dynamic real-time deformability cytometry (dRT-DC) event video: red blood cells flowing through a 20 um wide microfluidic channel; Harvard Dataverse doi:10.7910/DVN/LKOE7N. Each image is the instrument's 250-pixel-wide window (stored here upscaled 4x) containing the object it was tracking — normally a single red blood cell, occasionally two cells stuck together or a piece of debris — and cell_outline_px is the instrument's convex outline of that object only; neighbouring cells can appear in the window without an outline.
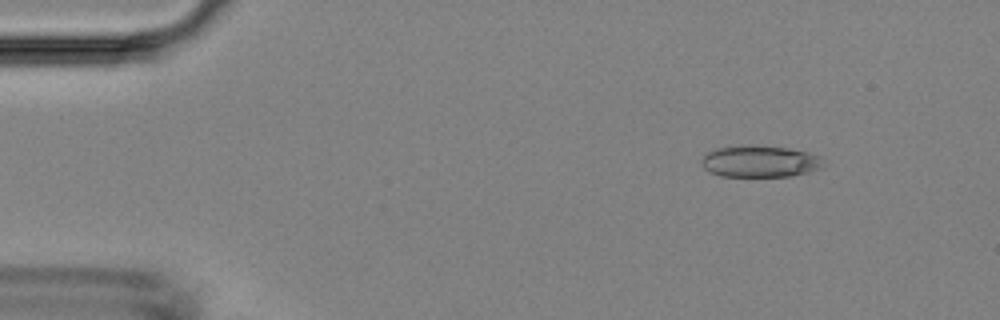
{"species": "Egyptian fruit bat (a non-hibernating species)", "species_latin": "Rousettus aegyptiacus", "temperature_condition": "room temperature", "stored_images_in_passage": 48, "camera_frame_rate_fps": 3000, "um_per_image_px": 0.085, "animal": {"sex": "female"}, "frame": {"image": 1, "passage_image": 6, "time_ms": 1.667, "image_size_px": [1000, 320], "cell_outline_px": [[824, 168], [792, 176], [720, 176], [704, 168], [700, 164], [700, 160], [708, 152], [716, 148], [744, 144], [752, 144], [788, 148], [808, 152], [820, 156], [824, 164]], "centroid_in_image_um": [64.6, 13.7], "position_along_channel_um": 20.4, "area_um2": 22.83}}
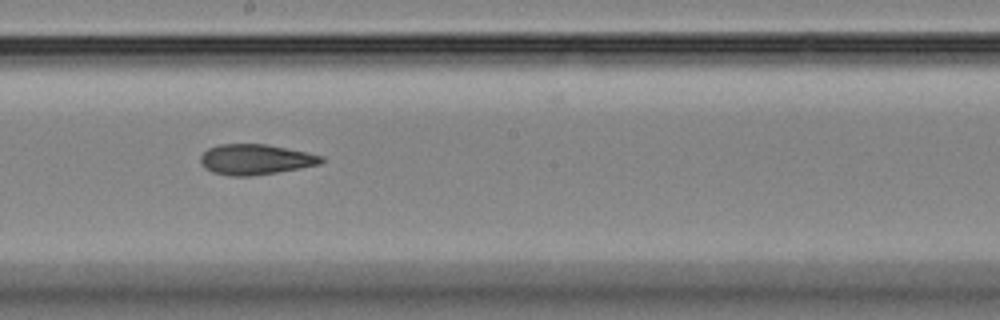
{"frame": {"image": 2, "passage_image": 27, "time_ms": 8.667, "image_size_px": [1000, 320], "cell_outline_px": [[324, 160], [320, 164], [300, 168], [252, 176], [228, 176], [212, 172], [204, 168], [200, 164], [200, 156], [208, 148], [220, 144], [268, 144], [308, 152], [324, 156]], "centroid_in_image_um": [21.71, 13.55], "position_along_channel_um": 226.5, "area_um2": 21.62}}
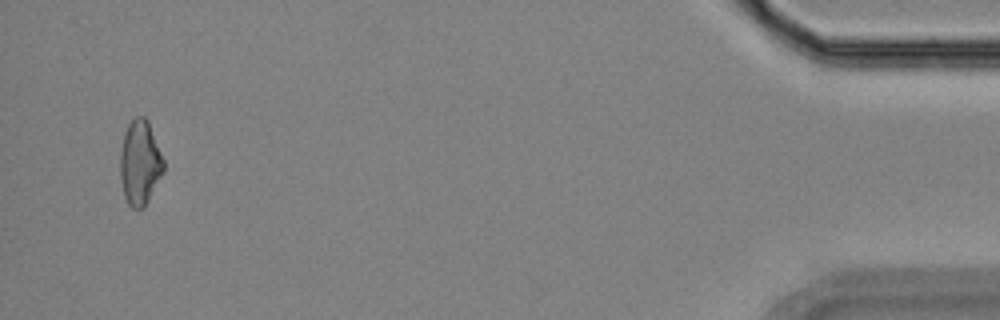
{"frame": {"image": 3, "passage_image": 47, "time_ms": 15.333, "image_size_px": [1000, 320], "cell_outline_px": [[164, 172], [144, 208], [132, 208], [128, 204], [124, 196], [120, 180], [120, 152], [124, 132], [128, 124], [136, 116], [144, 116], [148, 120], [164, 160]], "centroid_in_image_um": [11.89, 13.83], "position_along_channel_um": 423.3, "area_um2": 21.62}}